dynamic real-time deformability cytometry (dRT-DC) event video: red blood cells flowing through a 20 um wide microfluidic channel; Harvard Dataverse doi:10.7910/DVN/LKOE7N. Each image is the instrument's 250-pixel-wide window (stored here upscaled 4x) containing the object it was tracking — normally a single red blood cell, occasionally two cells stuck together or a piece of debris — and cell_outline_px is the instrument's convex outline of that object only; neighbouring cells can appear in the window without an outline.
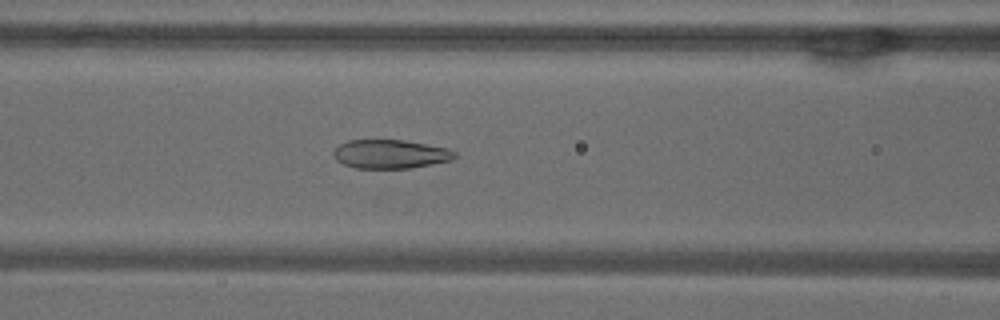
{"species": "common noctule bat (a hibernating species)", "species_latin": "Nyctalus noctula", "temperature_condition": "warm", "stored_images_in_passage": 38, "camera_frame_rate_fps": 3000, "um_per_image_px": 0.085, "animal": {"sex": "male", "body_mass_g": 18.8}, "frame": {"image": 1, "passage_image": 11, "time_ms": 3.333, "image_size_px": [1000, 320], "cell_outline_px": [[456, 156], [452, 160], [412, 168], [356, 168], [344, 164], [336, 160], [332, 156], [332, 152], [340, 144], [348, 140], [404, 140], [448, 148], [456, 152]], "centroid_in_image_um": [33.18, 13.1], "position_along_channel_um": 133.4, "area_um2": 20.4}}
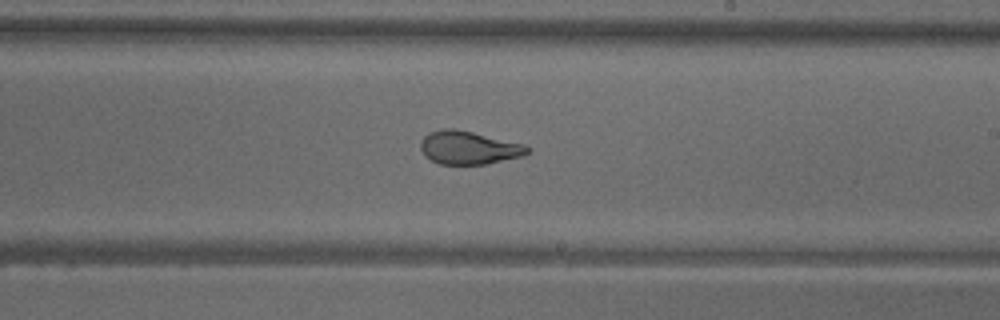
{"frame": {"image": 2, "passage_image": 20, "time_ms": 6.333, "image_size_px": [1000, 320], "cell_outline_px": [[532, 148], [528, 152], [520, 156], [484, 164], [440, 164], [424, 156], [420, 148], [420, 140], [428, 132], [440, 128], [452, 128], [472, 132], [524, 144]], "centroid_in_image_um": [39.78, 12.54], "position_along_channel_um": 249.2, "area_um2": 20.58}}
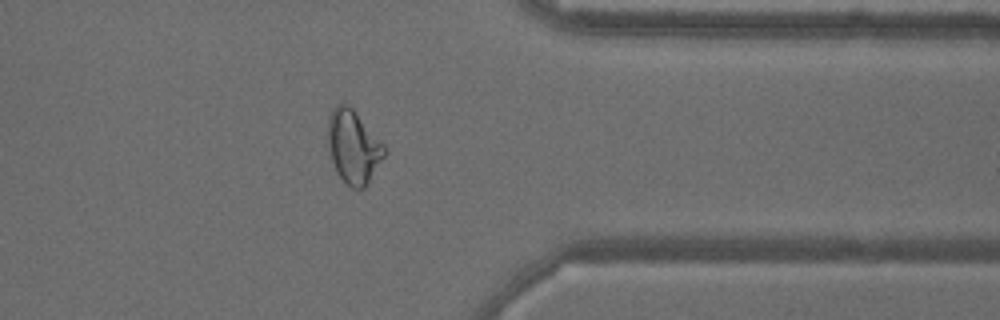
{"frame": {"image": 3, "passage_image": 31, "time_ms": 10.0, "image_size_px": [1000, 320], "cell_outline_px": [[388, 152], [364, 188], [352, 188], [344, 184], [336, 172], [328, 148], [328, 116], [332, 108], [336, 104], [348, 104], [356, 112], [384, 144]], "centroid_in_image_um": [30.03, 12.48], "position_along_channel_um": 381.4, "area_um2": 24.33}, "authors_computed_cell_mechanics": {"area_um2": 22.0507, "velocity_mm_per_s": 3.8622, "shape_relaxation_time_tau1_ms": 9.6812, "shape_relaxation_time_tau2_ms": 1.0922, "deformation_change_tau1": 0.2564, "deformation_change_tau2": 0.0792}}